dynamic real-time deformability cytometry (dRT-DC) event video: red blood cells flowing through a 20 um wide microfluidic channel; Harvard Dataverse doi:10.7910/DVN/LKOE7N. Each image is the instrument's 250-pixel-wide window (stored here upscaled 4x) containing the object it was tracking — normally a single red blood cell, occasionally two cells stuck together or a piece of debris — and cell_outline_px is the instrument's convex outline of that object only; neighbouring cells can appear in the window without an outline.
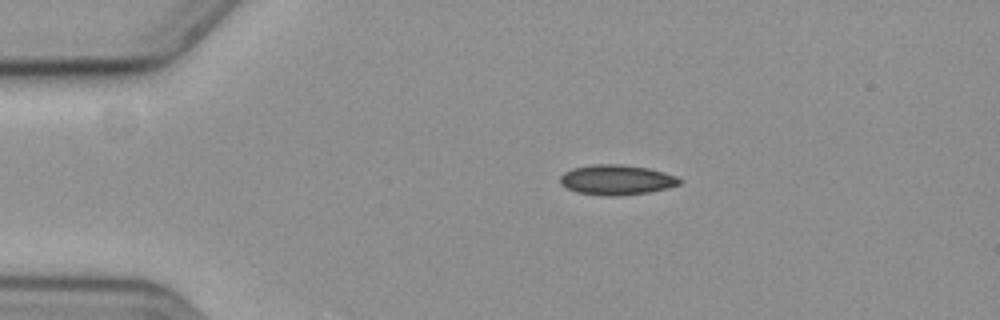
{"species": "common noctule bat (a hibernating species)", "species_latin": "Nyctalus noctula", "temperature_condition": "cold", "stored_images_in_passage": 47, "camera_frame_rate_fps": 3000, "um_per_image_px": 0.085, "animal": {"sex": "female", "body_mass_g": 19.3, "forearm_length_mm": 54.1}, "frame": {"image": 1, "passage_image": 1, "time_ms": 0.0, "image_size_px": [1000, 320], "cell_outline_px": [[680, 184], [668, 188], [648, 192], [612, 196], [608, 196], [576, 192], [560, 184], [560, 176], [564, 172], [572, 168], [592, 164], [624, 164], [648, 168], [664, 172], [676, 176], [680, 180]], "centroid_in_image_um": [52.38, 15.27], "position_along_channel_um": 32.6, "area_um2": 20.87}}
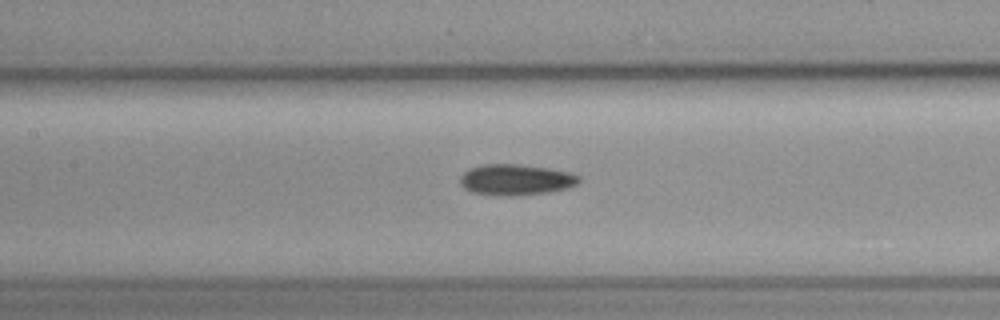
{"frame": {"image": 2, "passage_image": 16, "time_ms": 5.0, "image_size_px": [1000, 320], "cell_outline_px": [[580, 180], [576, 184], [568, 188], [548, 192], [520, 196], [492, 196], [472, 192], [464, 188], [460, 184], [460, 176], [468, 168], [484, 164], [520, 164], [548, 168], [568, 172], [580, 176]], "centroid_in_image_um": [43.81, 15.29], "position_along_channel_um": 163.6, "area_um2": 21.73}}
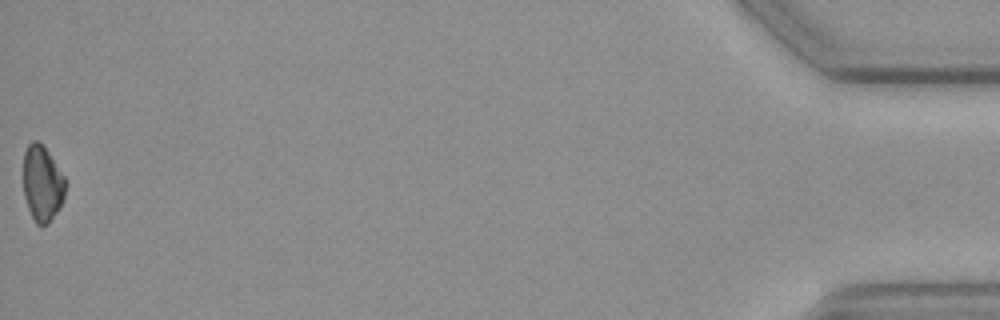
{"frame": {"image": 3, "passage_image": 47, "time_ms": 15.333, "image_size_px": [1000, 320], "cell_outline_px": [[68, 184], [60, 208], [48, 224], [36, 224], [28, 208], [24, 196], [24, 152], [28, 144], [32, 140], [40, 140], [44, 144], [64, 176]], "centroid_in_image_um": [3.62, 15.56], "position_along_channel_um": 431.6, "area_um2": 18.9}, "authors_computed_cell_mechanics": {"area_um2": 20.1722, "velocity_mm_per_s": 3.6196, "shape_relaxation_time_tau1_ms": 6.0514, "shape_relaxation_time_tau2_ms": null, "deformation_change_tau1": 0.0787, "deformation_change_tau2": null}}